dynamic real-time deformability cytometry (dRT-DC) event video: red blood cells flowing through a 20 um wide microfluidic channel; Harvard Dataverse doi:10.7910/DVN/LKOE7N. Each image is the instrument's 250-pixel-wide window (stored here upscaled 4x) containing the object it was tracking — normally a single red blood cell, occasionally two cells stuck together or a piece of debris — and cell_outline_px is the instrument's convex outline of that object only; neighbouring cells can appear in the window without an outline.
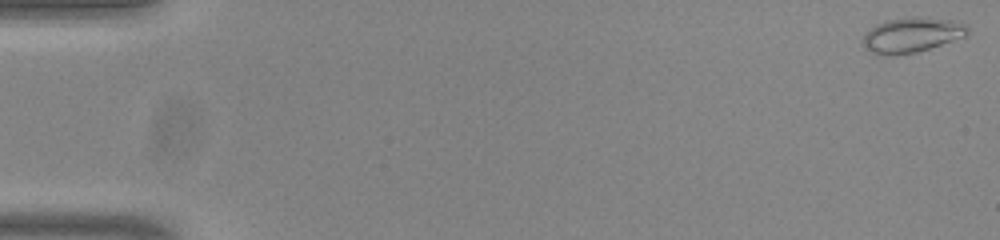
{"species": "common noctule bat (a hibernating species)", "species_latin": "Nyctalus noctula", "temperature_condition": "room temperature", "stored_images_in_passage": 49, "camera_frame_rate_fps": 3000, "um_per_image_px": 0.085, "animal": {"sex": "male", "body_mass_g": 20.0, "forearm_length_mm": 53.3}, "frame": {"image": 1, "passage_image": 1, "time_ms": 0.0, "image_size_px": [1000, 240], "cell_outline_px": [[968, 36], [916, 52], [896, 56], [872, 52], [864, 48], [860, 40], [876, 24], [884, 20], [912, 16], [924, 16], [952, 20], [968, 24]], "centroid_in_image_um": [77.53, 2.95], "position_along_channel_um": 7.5, "area_um2": 21.68}}
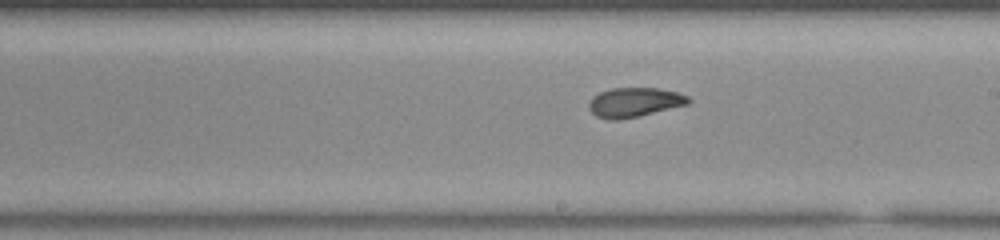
{"frame": {"image": 2, "passage_image": 31, "time_ms": 10.0, "image_size_px": [1000, 240], "cell_outline_px": [[692, 100], [688, 104], [620, 120], [608, 120], [596, 116], [588, 108], [588, 104], [592, 96], [600, 92], [612, 88], [656, 88], [676, 92], [688, 96]], "centroid_in_image_um": [53.89, 8.7], "position_along_channel_um": 235.1, "area_um2": 16.99}}
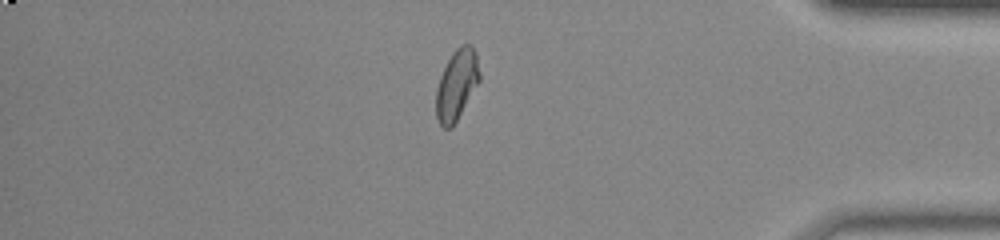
{"frame": {"image": 3, "passage_image": 46, "time_ms": 15.0, "image_size_px": [1000, 240], "cell_outline_px": [[480, 80], [452, 128], [444, 128], [440, 124], [436, 116], [436, 88], [440, 76], [452, 52], [460, 44], [472, 44], [476, 52], [480, 72]], "centroid_in_image_um": [38.82, 7.17], "position_along_channel_um": 396.4, "area_um2": 17.86}}